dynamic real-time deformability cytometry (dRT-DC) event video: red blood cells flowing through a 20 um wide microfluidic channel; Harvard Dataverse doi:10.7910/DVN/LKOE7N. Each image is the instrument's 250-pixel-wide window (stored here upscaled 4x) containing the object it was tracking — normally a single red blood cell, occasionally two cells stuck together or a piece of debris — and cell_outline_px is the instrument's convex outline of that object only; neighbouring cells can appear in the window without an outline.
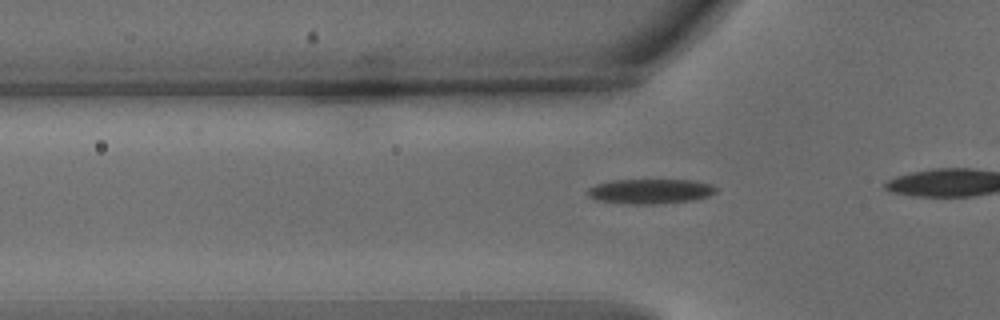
{"species": "common noctule bat (a hibernating species)", "species_latin": "Nyctalus noctula", "temperature_condition": "warm", "stored_images_in_passage": 30, "camera_frame_rate_fps": 3000, "um_per_image_px": 0.085, "animal": {"sex": "male", "body_mass_g": 15.6}, "frame": {"image": 1, "passage_image": 5, "time_ms": 1.333, "image_size_px": [1000, 320], "cell_outline_px": [[716, 192], [708, 196], [692, 200], [660, 204], [628, 204], [596, 200], [588, 196], [584, 192], [588, 188], [596, 184], [612, 180], [692, 180], [712, 184], [716, 188]], "centroid_in_image_um": [55.23, 16.26], "position_along_channel_um": 70.6, "area_um2": 18.73}}
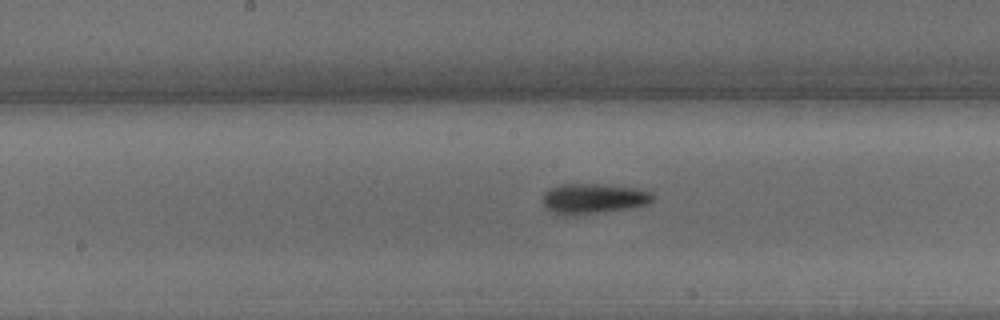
{"frame": {"image": 2, "passage_image": 15, "time_ms": 4.667, "image_size_px": [1000, 320], "cell_outline_px": [[652, 200], [648, 204], [628, 208], [572, 216], [556, 216], [544, 208], [544, 192], [560, 184], [596, 184], [632, 188], [652, 192]], "centroid_in_image_um": [50.35, 16.91], "position_along_channel_um": 197.8, "area_um2": 19.31}}
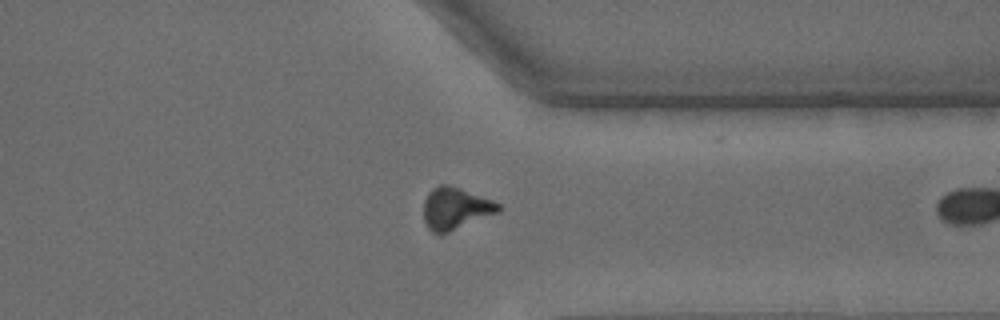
{"frame": {"image": 3, "passage_image": 29, "time_ms": 9.333, "image_size_px": [1000, 320], "cell_outline_px": [[504, 208], [500, 212], [448, 232], [432, 232], [428, 228], [424, 220], [424, 200], [428, 192], [432, 188], [440, 184], [448, 184], [460, 188], [492, 200], [500, 204]], "centroid_in_image_um": [38.73, 17.7], "position_along_channel_um": 372.7, "area_um2": 18.26}}